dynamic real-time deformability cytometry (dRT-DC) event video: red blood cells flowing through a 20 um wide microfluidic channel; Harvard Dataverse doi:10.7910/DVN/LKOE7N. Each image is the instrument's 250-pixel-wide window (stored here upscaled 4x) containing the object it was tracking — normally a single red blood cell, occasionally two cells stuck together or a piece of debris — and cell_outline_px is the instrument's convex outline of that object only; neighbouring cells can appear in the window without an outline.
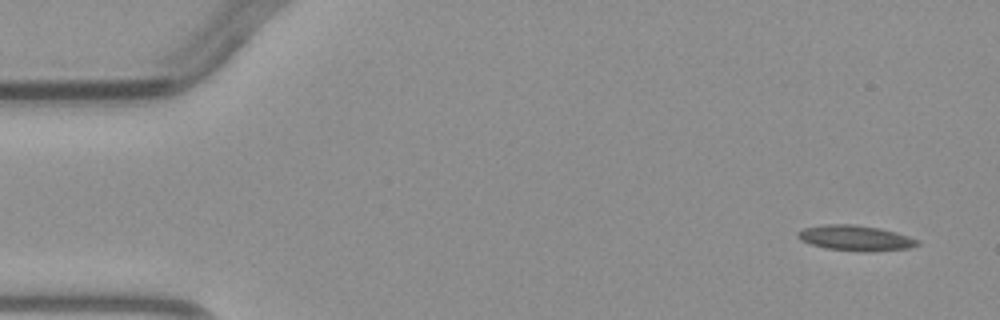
{"species": "common noctule bat (a hibernating species)", "species_latin": "Nyctalus noctula", "temperature_condition": "warm", "stored_images_in_passage": 5, "segment_of_instrument_passage": [2, 2], "camera_frame_rate_fps": 3000, "um_per_image_px": 0.085, "animal": {"sex": "male", "body_mass_g": 23.1, "forearm_length_mm": 52.7}, "frame": {"image": 1, "passage_image": 5, "time_ms": 4.667, "image_size_px": [1000, 320], "cell_outline_px": [[920, 244], [908, 248], [868, 252], [864, 252], [824, 248], [800, 240], [796, 236], [796, 232], [804, 228], [824, 224], [852, 224], [880, 228], [896, 232], [920, 240]], "centroid_in_image_um": [72.7, 20.23], "position_along_channel_um": 12.3, "area_um2": 17.8}}